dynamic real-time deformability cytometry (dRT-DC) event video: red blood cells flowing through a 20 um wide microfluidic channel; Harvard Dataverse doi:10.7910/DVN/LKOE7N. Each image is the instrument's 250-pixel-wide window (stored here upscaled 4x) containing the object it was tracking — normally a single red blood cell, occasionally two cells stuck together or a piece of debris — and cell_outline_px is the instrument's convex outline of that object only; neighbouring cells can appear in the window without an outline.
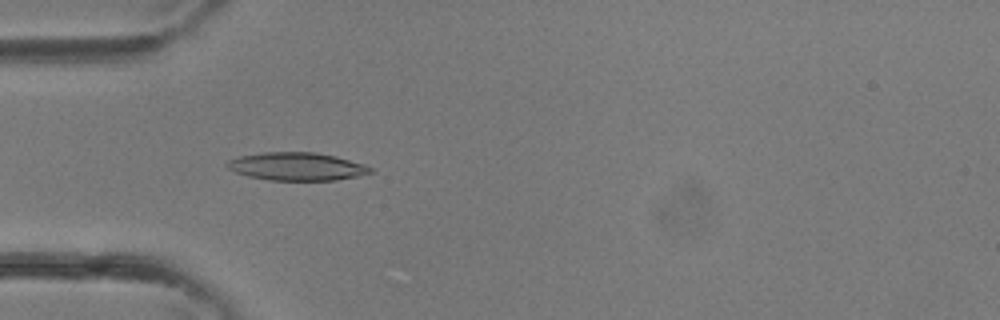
{"species": "common noctule bat (a hibernating species)", "species_latin": "Nyctalus noctula", "temperature_condition": "room temperature", "stored_images_in_passage": 30, "camera_frame_rate_fps": 3000, "um_per_image_px": 0.085, "animal": {"sex": "female"}, "frame": {"image": 1, "passage_image": 5, "time_ms": 1.333, "image_size_px": [1000, 320], "cell_outline_px": [[376, 172], [336, 180], [268, 180], [248, 176], [236, 172], [228, 168], [224, 164], [228, 160], [240, 156], [264, 152], [316, 152], [336, 156], [364, 164], [372, 168]], "centroid_in_image_um": [25.24, 14.15], "position_along_channel_um": 59.8, "area_um2": 23.41}}
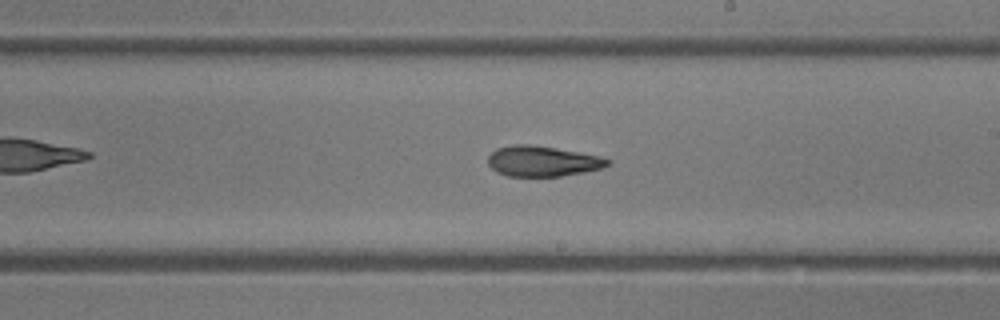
{"frame": {"image": 2, "passage_image": 15, "time_ms": 4.667, "image_size_px": [1000, 320], "cell_outline_px": [[612, 164], [604, 168], [584, 172], [560, 176], [508, 176], [496, 172], [488, 164], [488, 156], [496, 148], [516, 144], [528, 144], [556, 148], [580, 152], [600, 156], [612, 160]], "centroid_in_image_um": [46.15, 13.7], "position_along_channel_um": 242.9, "area_um2": 21.39}}
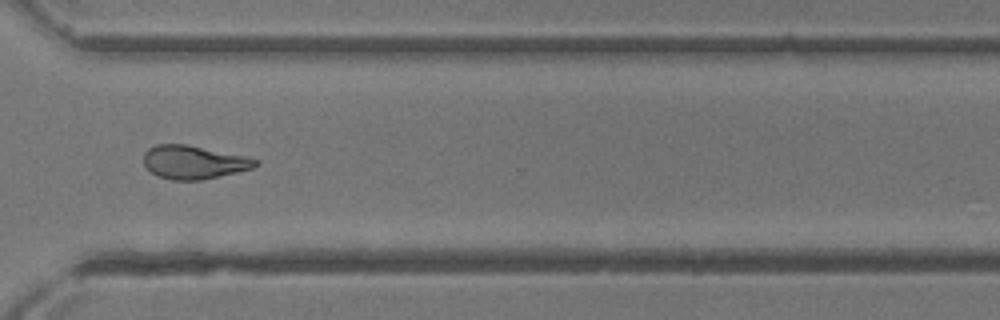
{"frame": {"image": 3, "passage_image": 21, "time_ms": 6.667, "image_size_px": [1000, 320], "cell_outline_px": [[260, 164], [252, 168], [236, 172], [200, 180], [172, 180], [156, 176], [144, 164], [144, 152], [148, 148], [156, 144], [188, 144], [244, 156], [260, 160]], "centroid_in_image_um": [16.45, 13.78], "position_along_channel_um": 354.1, "area_um2": 21.73}}